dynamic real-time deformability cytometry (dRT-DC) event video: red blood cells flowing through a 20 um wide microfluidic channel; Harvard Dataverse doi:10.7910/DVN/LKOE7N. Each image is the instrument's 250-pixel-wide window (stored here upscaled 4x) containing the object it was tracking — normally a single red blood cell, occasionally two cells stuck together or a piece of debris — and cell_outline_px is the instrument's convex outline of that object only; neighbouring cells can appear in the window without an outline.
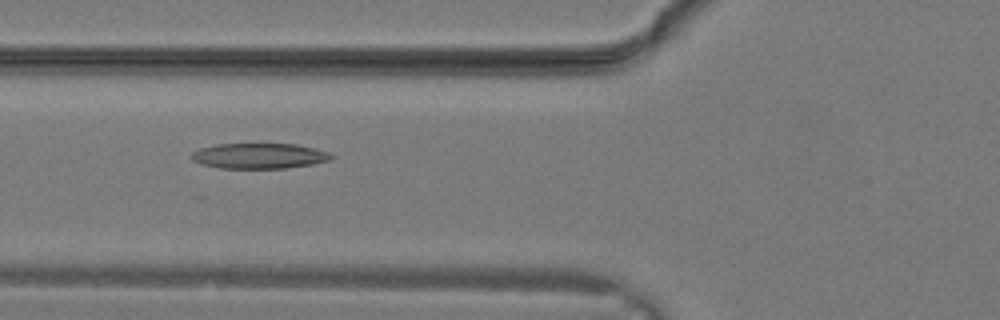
{"species": "common noctule bat (a hibernating species)", "species_latin": "Nyctalus noctula", "temperature_condition": "warm", "stored_images_in_passage": 19, "camera_frame_rate_fps": 3000, "um_per_image_px": 0.085, "animal": {"sex": "male", "body_mass_g": 19.2, "forearm_length_mm": 51.8}, "frame": {"image": 1, "passage_image": 12, "time_ms": 3.667, "image_size_px": [1000, 320], "cell_outline_px": [[332, 160], [312, 164], [284, 168], [220, 168], [204, 164], [192, 160], [192, 152], [200, 148], [216, 144], [296, 144], [316, 148], [328, 152], [332, 156]], "centroid_in_image_um": [22.05, 13.24], "position_along_channel_um": 103.7, "area_um2": 20.58}}
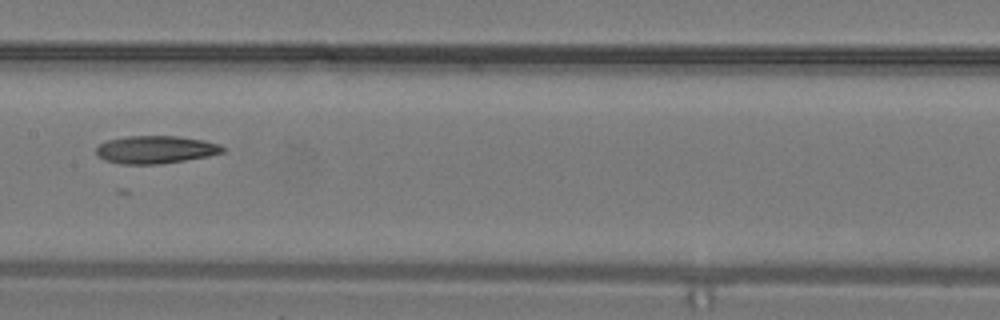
{"frame": {"image": 2, "passage_image": 16, "time_ms": 5.0, "image_size_px": [1000, 320], "cell_outline_px": [[224, 152], [208, 156], [160, 164], [120, 164], [104, 160], [96, 156], [96, 148], [100, 144], [108, 140], [128, 136], [176, 136], [204, 140], [220, 144], [224, 148]], "centroid_in_image_um": [13.2, 12.72], "position_along_channel_um": 194.2, "area_um2": 20.46}}
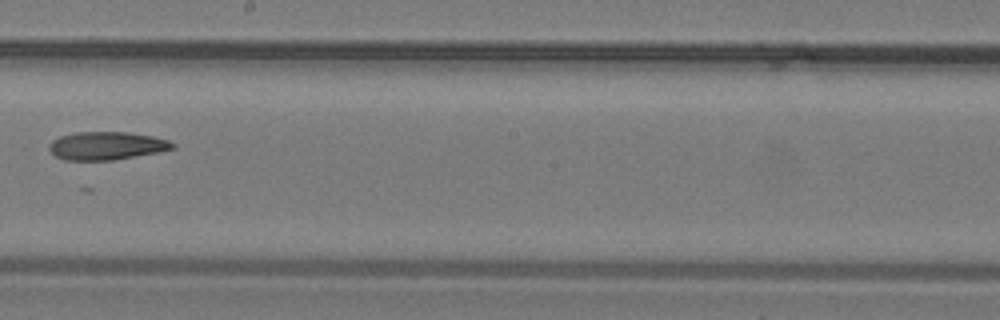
{"frame": {"image": 3, "passage_image": 18, "time_ms": 5.667, "image_size_px": [1000, 320], "cell_outline_px": [[176, 148], [156, 152], [112, 160], [64, 160], [56, 156], [48, 148], [48, 144], [52, 140], [60, 136], [76, 132], [128, 132], [152, 136], [168, 140], [176, 144]], "centroid_in_image_um": [9.04, 12.38], "position_along_channel_um": 239.2, "area_um2": 20.11}}